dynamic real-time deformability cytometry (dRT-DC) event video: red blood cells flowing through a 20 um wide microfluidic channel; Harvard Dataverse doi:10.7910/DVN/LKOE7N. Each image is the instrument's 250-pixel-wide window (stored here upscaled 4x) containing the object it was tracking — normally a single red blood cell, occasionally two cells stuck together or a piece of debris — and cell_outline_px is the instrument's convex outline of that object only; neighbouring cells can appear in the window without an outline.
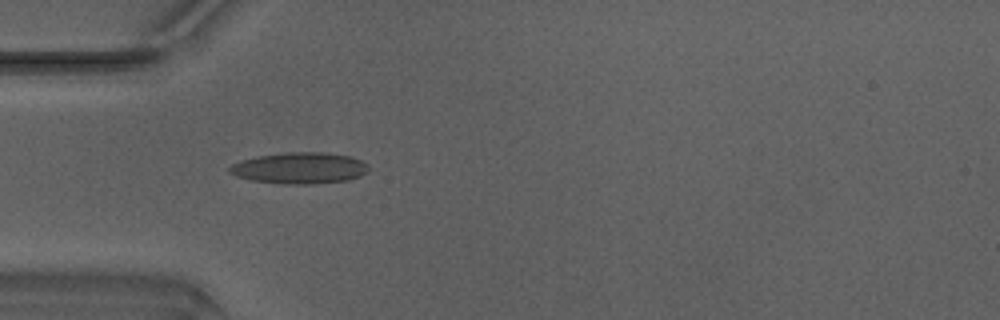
{"species": "Egyptian fruit bat (a non-hibernating species)", "species_latin": "Rousettus aegyptiacus", "temperature_condition": "warm", "stored_images_in_passage": 35, "camera_frame_rate_fps": 3000, "um_per_image_px": 0.085, "animal": {"sex": "male"}, "frame": {"image": 1, "passage_image": 1, "time_ms": 0.0, "image_size_px": [1000, 320], "cell_outline_px": [[368, 172], [360, 176], [348, 180], [312, 184], [280, 184], [252, 180], [236, 176], [228, 172], [228, 168], [232, 164], [240, 160], [256, 156], [288, 152], [324, 152], [348, 156], [360, 160], [368, 168]], "centroid_in_image_um": [25.42, 14.29], "position_along_channel_um": 59.6, "area_um2": 25.37}}
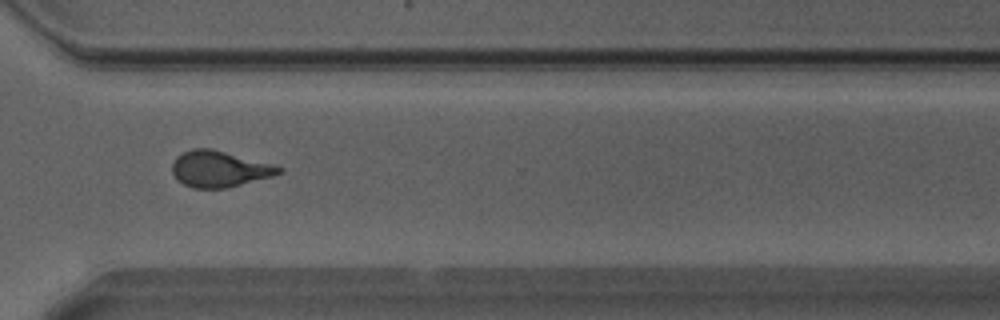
{"frame": {"image": 2, "passage_image": 22, "time_ms": 7.0, "image_size_px": [1000, 320], "cell_outline_px": [[284, 172], [272, 176], [228, 188], [192, 188], [176, 180], [172, 172], [172, 164], [176, 156], [192, 148], [212, 148], [272, 164], [284, 168]], "centroid_in_image_um": [18.64, 14.36], "position_along_channel_um": 352.0, "area_um2": 22.6}}
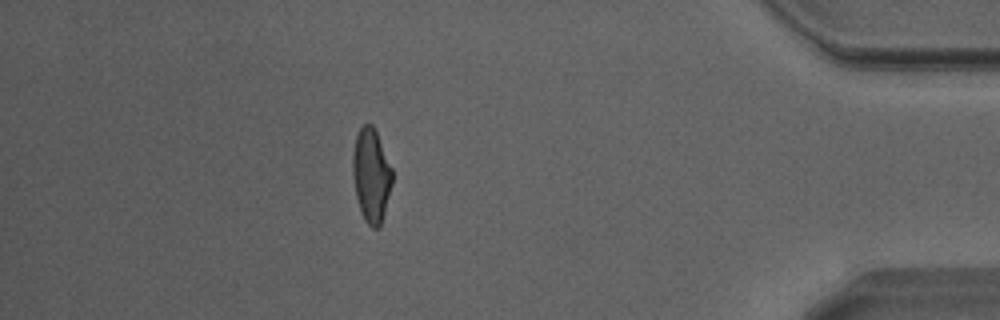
{"frame": {"image": 3, "passage_image": 29, "time_ms": 9.333, "image_size_px": [1000, 320], "cell_outline_px": [[392, 184], [384, 212], [380, 224], [376, 228], [372, 228], [364, 220], [360, 212], [356, 196], [352, 172], [352, 156], [356, 136], [360, 128], [364, 124], [372, 124], [376, 132], [392, 168]], "centroid_in_image_um": [31.54, 14.9], "position_along_channel_um": 403.7, "area_um2": 21.39}, "authors_computed_cell_mechanics": {"area_um2": 22.253, "velocity_mm_per_s": 4.2208, "shape_relaxation_time_tau1_ms": 5.0613, "shape_relaxation_time_tau2_ms": 1.0152, "deformation_change_tau1": 0.1886, "deformation_change_tau2": 0.0907}}